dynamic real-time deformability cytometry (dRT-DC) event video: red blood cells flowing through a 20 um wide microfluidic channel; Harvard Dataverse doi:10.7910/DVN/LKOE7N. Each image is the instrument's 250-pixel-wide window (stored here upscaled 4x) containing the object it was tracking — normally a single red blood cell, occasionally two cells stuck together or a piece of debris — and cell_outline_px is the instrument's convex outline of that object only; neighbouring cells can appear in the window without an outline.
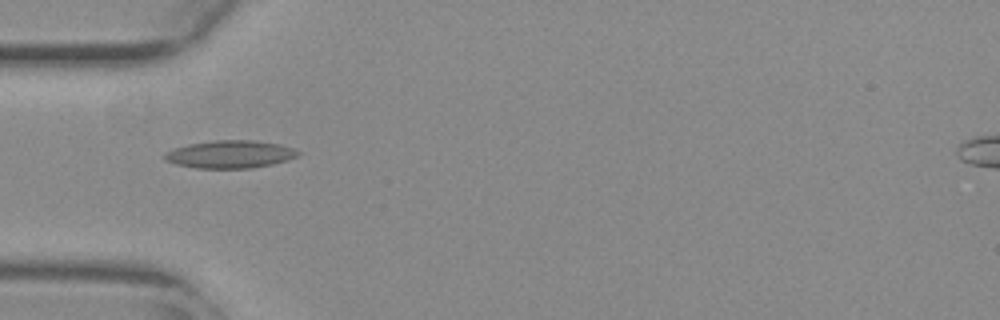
{"species": "common noctule bat (a hibernating species)", "species_latin": "Nyctalus noctula", "temperature_condition": "warm", "stored_images_in_passage": 55, "camera_frame_rate_fps": 3000, "um_per_image_px": 0.085, "animal": {"sex": "female", "body_mass_g": 29.2, "forearm_length_mm": 56.3}, "frame": {"image": 1, "passage_image": 18, "time_ms": 5.667, "image_size_px": [1000, 320], "cell_outline_px": [[300, 152], [296, 156], [288, 160], [272, 164], [252, 168], [196, 168], [176, 164], [164, 160], [164, 156], [168, 152], [176, 148], [188, 144], [216, 140], [252, 140], [280, 144], [292, 148]], "centroid_in_image_um": [19.57, 13.11], "position_along_channel_um": 65.4, "area_um2": 21.33}}
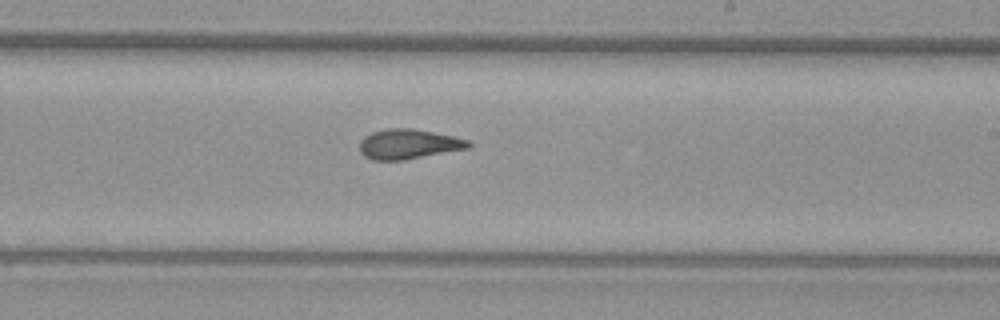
{"frame": {"image": 2, "passage_image": 33, "time_ms": 10.667, "image_size_px": [1000, 320], "cell_outline_px": [[472, 144], [468, 148], [404, 160], [372, 160], [364, 156], [360, 152], [360, 140], [364, 136], [372, 132], [388, 128], [412, 128], [452, 136], [468, 140]], "centroid_in_image_um": [34.68, 12.25], "position_along_channel_um": 254.3, "area_um2": 18.84}}
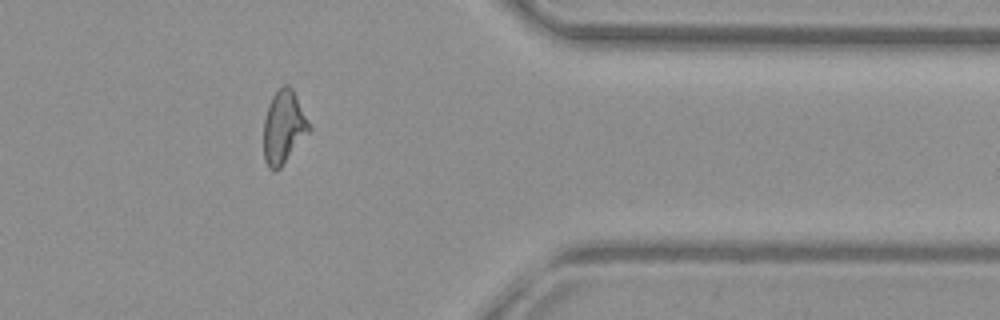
{"frame": {"image": 3, "passage_image": 45, "time_ms": 14.667, "image_size_px": [1000, 320], "cell_outline_px": [[312, 128], [280, 168], [276, 172], [268, 168], [264, 160], [264, 120], [268, 104], [272, 96], [284, 84], [288, 84], [292, 88]], "centroid_in_image_um": [24.1, 10.82], "position_along_channel_um": 387.3, "area_um2": 19.25}, "authors_computed_cell_mechanics": {"area_um2": 19.5364, "velocity_mm_per_s": 3.7837, "shape_relaxation_time_tau1_ms": null, "shape_relaxation_time_tau2_ms": 2.2435, "deformation_change_tau1": null, "deformation_change_tau2": 0.1064}}